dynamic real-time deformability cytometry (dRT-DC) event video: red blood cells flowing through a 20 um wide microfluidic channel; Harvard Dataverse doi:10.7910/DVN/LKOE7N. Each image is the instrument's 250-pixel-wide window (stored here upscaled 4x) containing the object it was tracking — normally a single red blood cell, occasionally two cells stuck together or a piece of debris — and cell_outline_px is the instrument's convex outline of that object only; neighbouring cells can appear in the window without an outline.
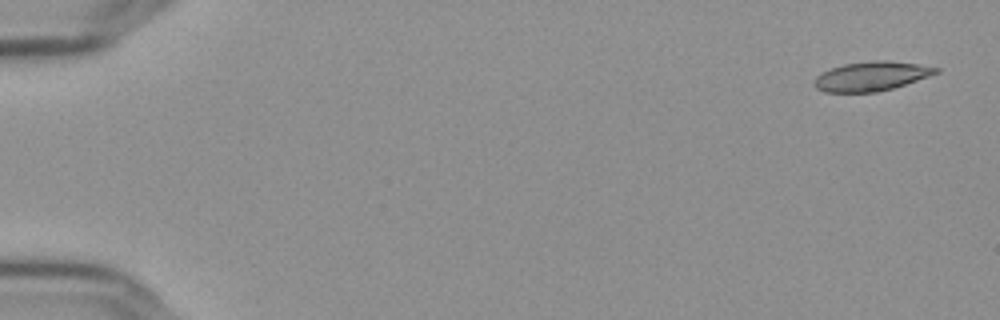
{"species": "Egyptian fruit bat (a non-hibernating species)", "species_latin": "Rousettus aegyptiacus", "temperature_condition": "cold", "stored_images_in_passage": 55, "camera_frame_rate_fps": 3000, "um_per_image_px": 0.085, "frame": {"image": 1, "passage_image": 1, "time_ms": 0.0, "image_size_px": [1000, 320], "cell_outline_px": [[940, 72], [892, 88], [876, 92], [824, 92], [816, 88], [812, 84], [812, 80], [820, 72], [844, 64], [872, 60], [888, 60], [916, 64], [940, 68]], "centroid_in_image_um": [74.0, 6.47], "position_along_channel_um": 11.0, "area_um2": 20.75}}
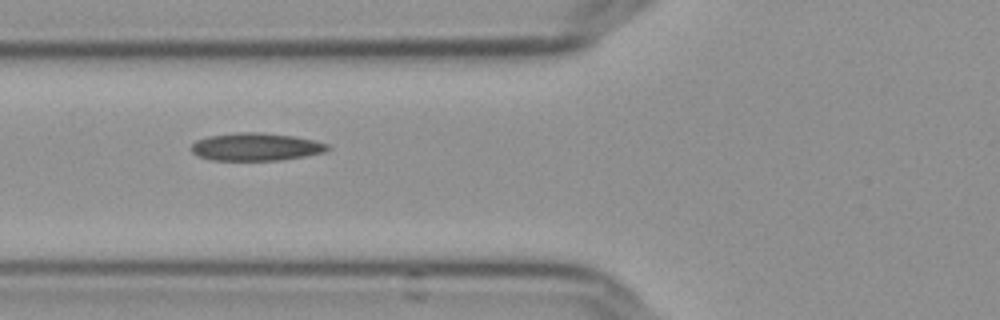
{"frame": {"image": 2, "passage_image": 21, "time_ms": 6.667, "image_size_px": [1000, 320], "cell_outline_px": [[332, 148], [324, 152], [304, 156], [280, 160], [212, 160], [200, 156], [192, 152], [192, 144], [196, 140], [208, 136], [236, 132], [260, 132], [292, 136], [312, 140], [328, 144]], "centroid_in_image_um": [21.75, 12.48], "position_along_channel_um": 104.0, "area_um2": 21.91}}
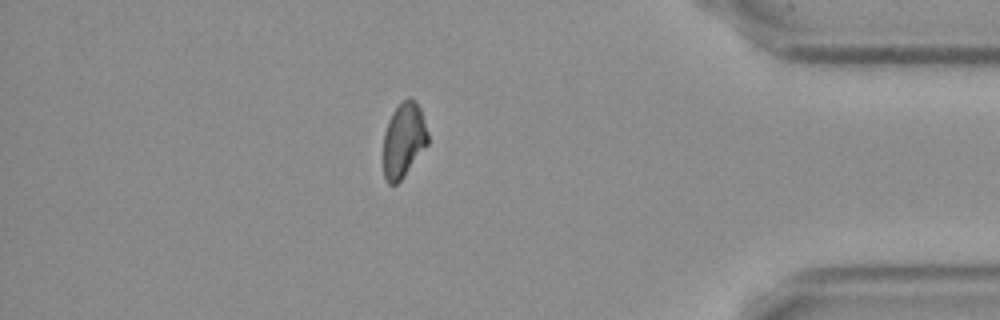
{"frame": {"image": 3, "passage_image": 48, "time_ms": 15.667, "image_size_px": [1000, 320], "cell_outline_px": [[428, 144], [400, 180], [396, 184], [388, 184], [384, 176], [384, 132], [388, 120], [392, 112], [408, 96], [412, 96], [416, 100], [420, 108], [428, 132]], "centroid_in_image_um": [34.32, 11.86], "position_along_channel_um": 400.9, "area_um2": 19.31}, "authors_computed_cell_mechanics": {"area_um2": 21.2126, "velocity_mm_per_s": 3.6434, "shape_relaxation_time_tau1_ms": null, "shape_relaxation_time_tau2_ms": 6.6824, "deformation_change_tau1": null, "deformation_change_tau2": 0.1292}}